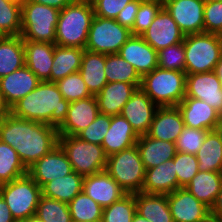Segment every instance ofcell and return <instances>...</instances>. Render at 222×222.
<instances>
[{
  "label": "cell",
  "instance_id": "14",
  "mask_svg": "<svg viewBox=\"0 0 222 222\" xmlns=\"http://www.w3.org/2000/svg\"><path fill=\"white\" fill-rule=\"evenodd\" d=\"M141 37L157 52L183 42L185 35L167 10L162 7Z\"/></svg>",
  "mask_w": 222,
  "mask_h": 222
},
{
  "label": "cell",
  "instance_id": "15",
  "mask_svg": "<svg viewBox=\"0 0 222 222\" xmlns=\"http://www.w3.org/2000/svg\"><path fill=\"white\" fill-rule=\"evenodd\" d=\"M167 201L174 222H205L210 216V209L186 188L167 194Z\"/></svg>",
  "mask_w": 222,
  "mask_h": 222
},
{
  "label": "cell",
  "instance_id": "32",
  "mask_svg": "<svg viewBox=\"0 0 222 222\" xmlns=\"http://www.w3.org/2000/svg\"><path fill=\"white\" fill-rule=\"evenodd\" d=\"M25 65L24 40L21 36L0 38V78Z\"/></svg>",
  "mask_w": 222,
  "mask_h": 222
},
{
  "label": "cell",
  "instance_id": "53",
  "mask_svg": "<svg viewBox=\"0 0 222 222\" xmlns=\"http://www.w3.org/2000/svg\"><path fill=\"white\" fill-rule=\"evenodd\" d=\"M8 114H10V107L5 102L3 93L1 92V89H0V119H2Z\"/></svg>",
  "mask_w": 222,
  "mask_h": 222
},
{
  "label": "cell",
  "instance_id": "24",
  "mask_svg": "<svg viewBox=\"0 0 222 222\" xmlns=\"http://www.w3.org/2000/svg\"><path fill=\"white\" fill-rule=\"evenodd\" d=\"M139 135L121 115L111 116V124L104 136L102 147L107 156L136 145Z\"/></svg>",
  "mask_w": 222,
  "mask_h": 222
},
{
  "label": "cell",
  "instance_id": "36",
  "mask_svg": "<svg viewBox=\"0 0 222 222\" xmlns=\"http://www.w3.org/2000/svg\"><path fill=\"white\" fill-rule=\"evenodd\" d=\"M28 174V169L10 145L0 141V185Z\"/></svg>",
  "mask_w": 222,
  "mask_h": 222
},
{
  "label": "cell",
  "instance_id": "56",
  "mask_svg": "<svg viewBox=\"0 0 222 222\" xmlns=\"http://www.w3.org/2000/svg\"><path fill=\"white\" fill-rule=\"evenodd\" d=\"M22 222H43L37 215H33Z\"/></svg>",
  "mask_w": 222,
  "mask_h": 222
},
{
  "label": "cell",
  "instance_id": "60",
  "mask_svg": "<svg viewBox=\"0 0 222 222\" xmlns=\"http://www.w3.org/2000/svg\"><path fill=\"white\" fill-rule=\"evenodd\" d=\"M217 131L219 132V134L221 135V138H222V117H221V120L219 122V124L217 125Z\"/></svg>",
  "mask_w": 222,
  "mask_h": 222
},
{
  "label": "cell",
  "instance_id": "10",
  "mask_svg": "<svg viewBox=\"0 0 222 222\" xmlns=\"http://www.w3.org/2000/svg\"><path fill=\"white\" fill-rule=\"evenodd\" d=\"M131 36V30L115 19L94 16L85 49L105 55L118 53Z\"/></svg>",
  "mask_w": 222,
  "mask_h": 222
},
{
  "label": "cell",
  "instance_id": "12",
  "mask_svg": "<svg viewBox=\"0 0 222 222\" xmlns=\"http://www.w3.org/2000/svg\"><path fill=\"white\" fill-rule=\"evenodd\" d=\"M72 172L71 163L59 144L28 168V175L40 187Z\"/></svg>",
  "mask_w": 222,
  "mask_h": 222
},
{
  "label": "cell",
  "instance_id": "13",
  "mask_svg": "<svg viewBox=\"0 0 222 222\" xmlns=\"http://www.w3.org/2000/svg\"><path fill=\"white\" fill-rule=\"evenodd\" d=\"M185 97L205 101L222 115V86L215 71L187 74Z\"/></svg>",
  "mask_w": 222,
  "mask_h": 222
},
{
  "label": "cell",
  "instance_id": "42",
  "mask_svg": "<svg viewBox=\"0 0 222 222\" xmlns=\"http://www.w3.org/2000/svg\"><path fill=\"white\" fill-rule=\"evenodd\" d=\"M177 173L178 188H185L199 172L196 155L176 152L173 159Z\"/></svg>",
  "mask_w": 222,
  "mask_h": 222
},
{
  "label": "cell",
  "instance_id": "50",
  "mask_svg": "<svg viewBox=\"0 0 222 222\" xmlns=\"http://www.w3.org/2000/svg\"><path fill=\"white\" fill-rule=\"evenodd\" d=\"M24 1H31V2L38 3V4L47 5V6L56 8L59 11H61L67 5L72 3L74 0H24Z\"/></svg>",
  "mask_w": 222,
  "mask_h": 222
},
{
  "label": "cell",
  "instance_id": "46",
  "mask_svg": "<svg viewBox=\"0 0 222 222\" xmlns=\"http://www.w3.org/2000/svg\"><path fill=\"white\" fill-rule=\"evenodd\" d=\"M162 7L156 2H141L131 29L132 35L141 36L152 24Z\"/></svg>",
  "mask_w": 222,
  "mask_h": 222
},
{
  "label": "cell",
  "instance_id": "16",
  "mask_svg": "<svg viewBox=\"0 0 222 222\" xmlns=\"http://www.w3.org/2000/svg\"><path fill=\"white\" fill-rule=\"evenodd\" d=\"M159 107L141 89L137 88L120 113L140 135L148 133Z\"/></svg>",
  "mask_w": 222,
  "mask_h": 222
},
{
  "label": "cell",
  "instance_id": "61",
  "mask_svg": "<svg viewBox=\"0 0 222 222\" xmlns=\"http://www.w3.org/2000/svg\"><path fill=\"white\" fill-rule=\"evenodd\" d=\"M7 1L9 3H22L24 0H4Z\"/></svg>",
  "mask_w": 222,
  "mask_h": 222
},
{
  "label": "cell",
  "instance_id": "34",
  "mask_svg": "<svg viewBox=\"0 0 222 222\" xmlns=\"http://www.w3.org/2000/svg\"><path fill=\"white\" fill-rule=\"evenodd\" d=\"M82 175L72 172L69 175L49 181L41 187L42 196L69 203L83 189Z\"/></svg>",
  "mask_w": 222,
  "mask_h": 222
},
{
  "label": "cell",
  "instance_id": "54",
  "mask_svg": "<svg viewBox=\"0 0 222 222\" xmlns=\"http://www.w3.org/2000/svg\"><path fill=\"white\" fill-rule=\"evenodd\" d=\"M215 72L218 75L222 86V57L220 59V62L216 65Z\"/></svg>",
  "mask_w": 222,
  "mask_h": 222
},
{
  "label": "cell",
  "instance_id": "45",
  "mask_svg": "<svg viewBox=\"0 0 222 222\" xmlns=\"http://www.w3.org/2000/svg\"><path fill=\"white\" fill-rule=\"evenodd\" d=\"M111 124V116L99 113L96 119L76 136L86 142L102 145Z\"/></svg>",
  "mask_w": 222,
  "mask_h": 222
},
{
  "label": "cell",
  "instance_id": "40",
  "mask_svg": "<svg viewBox=\"0 0 222 222\" xmlns=\"http://www.w3.org/2000/svg\"><path fill=\"white\" fill-rule=\"evenodd\" d=\"M0 31L5 36L21 35V3L0 0Z\"/></svg>",
  "mask_w": 222,
  "mask_h": 222
},
{
  "label": "cell",
  "instance_id": "37",
  "mask_svg": "<svg viewBox=\"0 0 222 222\" xmlns=\"http://www.w3.org/2000/svg\"><path fill=\"white\" fill-rule=\"evenodd\" d=\"M71 219L80 222H101L103 208L83 191L68 203Z\"/></svg>",
  "mask_w": 222,
  "mask_h": 222
},
{
  "label": "cell",
  "instance_id": "35",
  "mask_svg": "<svg viewBox=\"0 0 222 222\" xmlns=\"http://www.w3.org/2000/svg\"><path fill=\"white\" fill-rule=\"evenodd\" d=\"M104 71L107 83L125 82L140 88L141 76L136 69L118 53L105 55Z\"/></svg>",
  "mask_w": 222,
  "mask_h": 222
},
{
  "label": "cell",
  "instance_id": "44",
  "mask_svg": "<svg viewBox=\"0 0 222 222\" xmlns=\"http://www.w3.org/2000/svg\"><path fill=\"white\" fill-rule=\"evenodd\" d=\"M208 130L184 127L175 142L176 151L196 155L203 144Z\"/></svg>",
  "mask_w": 222,
  "mask_h": 222
},
{
  "label": "cell",
  "instance_id": "4",
  "mask_svg": "<svg viewBox=\"0 0 222 222\" xmlns=\"http://www.w3.org/2000/svg\"><path fill=\"white\" fill-rule=\"evenodd\" d=\"M186 75L157 67L141 77L140 88L158 107H176L186 94Z\"/></svg>",
  "mask_w": 222,
  "mask_h": 222
},
{
  "label": "cell",
  "instance_id": "39",
  "mask_svg": "<svg viewBox=\"0 0 222 222\" xmlns=\"http://www.w3.org/2000/svg\"><path fill=\"white\" fill-rule=\"evenodd\" d=\"M135 213V194H126L119 201L103 208L101 222H132Z\"/></svg>",
  "mask_w": 222,
  "mask_h": 222
},
{
  "label": "cell",
  "instance_id": "62",
  "mask_svg": "<svg viewBox=\"0 0 222 222\" xmlns=\"http://www.w3.org/2000/svg\"><path fill=\"white\" fill-rule=\"evenodd\" d=\"M205 2L222 1V0H204Z\"/></svg>",
  "mask_w": 222,
  "mask_h": 222
},
{
  "label": "cell",
  "instance_id": "11",
  "mask_svg": "<svg viewBox=\"0 0 222 222\" xmlns=\"http://www.w3.org/2000/svg\"><path fill=\"white\" fill-rule=\"evenodd\" d=\"M163 7L184 35L204 32V0H168Z\"/></svg>",
  "mask_w": 222,
  "mask_h": 222
},
{
  "label": "cell",
  "instance_id": "3",
  "mask_svg": "<svg viewBox=\"0 0 222 222\" xmlns=\"http://www.w3.org/2000/svg\"><path fill=\"white\" fill-rule=\"evenodd\" d=\"M94 8L74 0L59 12L55 44L85 49Z\"/></svg>",
  "mask_w": 222,
  "mask_h": 222
},
{
  "label": "cell",
  "instance_id": "18",
  "mask_svg": "<svg viewBox=\"0 0 222 222\" xmlns=\"http://www.w3.org/2000/svg\"><path fill=\"white\" fill-rule=\"evenodd\" d=\"M177 107L189 128L215 130L222 117L212 106L196 98L184 97Z\"/></svg>",
  "mask_w": 222,
  "mask_h": 222
},
{
  "label": "cell",
  "instance_id": "9",
  "mask_svg": "<svg viewBox=\"0 0 222 222\" xmlns=\"http://www.w3.org/2000/svg\"><path fill=\"white\" fill-rule=\"evenodd\" d=\"M58 144L65 152L74 172L83 177L106 168L108 156L103 147L86 142L77 136L59 135Z\"/></svg>",
  "mask_w": 222,
  "mask_h": 222
},
{
  "label": "cell",
  "instance_id": "59",
  "mask_svg": "<svg viewBox=\"0 0 222 222\" xmlns=\"http://www.w3.org/2000/svg\"><path fill=\"white\" fill-rule=\"evenodd\" d=\"M205 222H222V219H218L210 215Z\"/></svg>",
  "mask_w": 222,
  "mask_h": 222
},
{
  "label": "cell",
  "instance_id": "26",
  "mask_svg": "<svg viewBox=\"0 0 222 222\" xmlns=\"http://www.w3.org/2000/svg\"><path fill=\"white\" fill-rule=\"evenodd\" d=\"M176 189H178V181L173 159L157 167L145 170V179L141 192L167 195Z\"/></svg>",
  "mask_w": 222,
  "mask_h": 222
},
{
  "label": "cell",
  "instance_id": "49",
  "mask_svg": "<svg viewBox=\"0 0 222 222\" xmlns=\"http://www.w3.org/2000/svg\"><path fill=\"white\" fill-rule=\"evenodd\" d=\"M140 3V0H132L127 3V5L118 13L115 20L122 26L131 30L133 28Z\"/></svg>",
  "mask_w": 222,
  "mask_h": 222
},
{
  "label": "cell",
  "instance_id": "25",
  "mask_svg": "<svg viewBox=\"0 0 222 222\" xmlns=\"http://www.w3.org/2000/svg\"><path fill=\"white\" fill-rule=\"evenodd\" d=\"M137 87L131 83L110 82L95 96L99 112L115 116L120 115L123 106L131 98Z\"/></svg>",
  "mask_w": 222,
  "mask_h": 222
},
{
  "label": "cell",
  "instance_id": "21",
  "mask_svg": "<svg viewBox=\"0 0 222 222\" xmlns=\"http://www.w3.org/2000/svg\"><path fill=\"white\" fill-rule=\"evenodd\" d=\"M41 81L26 66L0 78V89L5 102L11 108L21 98L33 91Z\"/></svg>",
  "mask_w": 222,
  "mask_h": 222
},
{
  "label": "cell",
  "instance_id": "47",
  "mask_svg": "<svg viewBox=\"0 0 222 222\" xmlns=\"http://www.w3.org/2000/svg\"><path fill=\"white\" fill-rule=\"evenodd\" d=\"M222 29V1L205 2L204 32L218 34Z\"/></svg>",
  "mask_w": 222,
  "mask_h": 222
},
{
  "label": "cell",
  "instance_id": "7",
  "mask_svg": "<svg viewBox=\"0 0 222 222\" xmlns=\"http://www.w3.org/2000/svg\"><path fill=\"white\" fill-rule=\"evenodd\" d=\"M105 171L126 194L142 191L145 168L136 145L108 156Z\"/></svg>",
  "mask_w": 222,
  "mask_h": 222
},
{
  "label": "cell",
  "instance_id": "52",
  "mask_svg": "<svg viewBox=\"0 0 222 222\" xmlns=\"http://www.w3.org/2000/svg\"><path fill=\"white\" fill-rule=\"evenodd\" d=\"M210 215L222 219V186L220 192L217 194L214 204L210 208Z\"/></svg>",
  "mask_w": 222,
  "mask_h": 222
},
{
  "label": "cell",
  "instance_id": "57",
  "mask_svg": "<svg viewBox=\"0 0 222 222\" xmlns=\"http://www.w3.org/2000/svg\"><path fill=\"white\" fill-rule=\"evenodd\" d=\"M76 1L93 7L99 0H76Z\"/></svg>",
  "mask_w": 222,
  "mask_h": 222
},
{
  "label": "cell",
  "instance_id": "28",
  "mask_svg": "<svg viewBox=\"0 0 222 222\" xmlns=\"http://www.w3.org/2000/svg\"><path fill=\"white\" fill-rule=\"evenodd\" d=\"M105 54L84 50L80 74L91 95L96 96L107 84L105 76Z\"/></svg>",
  "mask_w": 222,
  "mask_h": 222
},
{
  "label": "cell",
  "instance_id": "38",
  "mask_svg": "<svg viewBox=\"0 0 222 222\" xmlns=\"http://www.w3.org/2000/svg\"><path fill=\"white\" fill-rule=\"evenodd\" d=\"M36 215L43 222H71L68 203L41 196Z\"/></svg>",
  "mask_w": 222,
  "mask_h": 222
},
{
  "label": "cell",
  "instance_id": "19",
  "mask_svg": "<svg viewBox=\"0 0 222 222\" xmlns=\"http://www.w3.org/2000/svg\"><path fill=\"white\" fill-rule=\"evenodd\" d=\"M82 191L102 208L110 206L126 195L120 185L105 170L85 176Z\"/></svg>",
  "mask_w": 222,
  "mask_h": 222
},
{
  "label": "cell",
  "instance_id": "5",
  "mask_svg": "<svg viewBox=\"0 0 222 222\" xmlns=\"http://www.w3.org/2000/svg\"><path fill=\"white\" fill-rule=\"evenodd\" d=\"M185 73L215 71L222 57V39L207 32L185 35Z\"/></svg>",
  "mask_w": 222,
  "mask_h": 222
},
{
  "label": "cell",
  "instance_id": "6",
  "mask_svg": "<svg viewBox=\"0 0 222 222\" xmlns=\"http://www.w3.org/2000/svg\"><path fill=\"white\" fill-rule=\"evenodd\" d=\"M59 10L47 5L21 3V37L23 40L55 44Z\"/></svg>",
  "mask_w": 222,
  "mask_h": 222
},
{
  "label": "cell",
  "instance_id": "41",
  "mask_svg": "<svg viewBox=\"0 0 222 222\" xmlns=\"http://www.w3.org/2000/svg\"><path fill=\"white\" fill-rule=\"evenodd\" d=\"M56 85L64 99L68 102H73L92 96L88 91L79 71L57 81Z\"/></svg>",
  "mask_w": 222,
  "mask_h": 222
},
{
  "label": "cell",
  "instance_id": "29",
  "mask_svg": "<svg viewBox=\"0 0 222 222\" xmlns=\"http://www.w3.org/2000/svg\"><path fill=\"white\" fill-rule=\"evenodd\" d=\"M136 212L150 222H174L167 195L135 193Z\"/></svg>",
  "mask_w": 222,
  "mask_h": 222
},
{
  "label": "cell",
  "instance_id": "23",
  "mask_svg": "<svg viewBox=\"0 0 222 222\" xmlns=\"http://www.w3.org/2000/svg\"><path fill=\"white\" fill-rule=\"evenodd\" d=\"M55 44L24 40L25 65L40 81H49Z\"/></svg>",
  "mask_w": 222,
  "mask_h": 222
},
{
  "label": "cell",
  "instance_id": "22",
  "mask_svg": "<svg viewBox=\"0 0 222 222\" xmlns=\"http://www.w3.org/2000/svg\"><path fill=\"white\" fill-rule=\"evenodd\" d=\"M185 124L178 107H159L147 135L158 140L175 143Z\"/></svg>",
  "mask_w": 222,
  "mask_h": 222
},
{
  "label": "cell",
  "instance_id": "58",
  "mask_svg": "<svg viewBox=\"0 0 222 222\" xmlns=\"http://www.w3.org/2000/svg\"><path fill=\"white\" fill-rule=\"evenodd\" d=\"M141 2H156L164 6L168 0H140Z\"/></svg>",
  "mask_w": 222,
  "mask_h": 222
},
{
  "label": "cell",
  "instance_id": "1",
  "mask_svg": "<svg viewBox=\"0 0 222 222\" xmlns=\"http://www.w3.org/2000/svg\"><path fill=\"white\" fill-rule=\"evenodd\" d=\"M56 127L15 117L0 119V141L10 145L28 169L58 145Z\"/></svg>",
  "mask_w": 222,
  "mask_h": 222
},
{
  "label": "cell",
  "instance_id": "33",
  "mask_svg": "<svg viewBox=\"0 0 222 222\" xmlns=\"http://www.w3.org/2000/svg\"><path fill=\"white\" fill-rule=\"evenodd\" d=\"M196 157L199 171L222 172V138L217 129L207 132Z\"/></svg>",
  "mask_w": 222,
  "mask_h": 222
},
{
  "label": "cell",
  "instance_id": "8",
  "mask_svg": "<svg viewBox=\"0 0 222 222\" xmlns=\"http://www.w3.org/2000/svg\"><path fill=\"white\" fill-rule=\"evenodd\" d=\"M0 195L5 200L16 222L36 215L42 196L41 187L28 175L0 185Z\"/></svg>",
  "mask_w": 222,
  "mask_h": 222
},
{
  "label": "cell",
  "instance_id": "20",
  "mask_svg": "<svg viewBox=\"0 0 222 222\" xmlns=\"http://www.w3.org/2000/svg\"><path fill=\"white\" fill-rule=\"evenodd\" d=\"M118 54L129 62L141 77L158 67L157 51L141 36L132 35L121 46Z\"/></svg>",
  "mask_w": 222,
  "mask_h": 222
},
{
  "label": "cell",
  "instance_id": "31",
  "mask_svg": "<svg viewBox=\"0 0 222 222\" xmlns=\"http://www.w3.org/2000/svg\"><path fill=\"white\" fill-rule=\"evenodd\" d=\"M84 50L77 47H64L55 44L50 82L56 83L66 76L78 72L81 67Z\"/></svg>",
  "mask_w": 222,
  "mask_h": 222
},
{
  "label": "cell",
  "instance_id": "27",
  "mask_svg": "<svg viewBox=\"0 0 222 222\" xmlns=\"http://www.w3.org/2000/svg\"><path fill=\"white\" fill-rule=\"evenodd\" d=\"M136 146L145 170L174 159L177 152L175 143L151 138L147 134L139 136Z\"/></svg>",
  "mask_w": 222,
  "mask_h": 222
},
{
  "label": "cell",
  "instance_id": "63",
  "mask_svg": "<svg viewBox=\"0 0 222 222\" xmlns=\"http://www.w3.org/2000/svg\"><path fill=\"white\" fill-rule=\"evenodd\" d=\"M217 35L222 39V29Z\"/></svg>",
  "mask_w": 222,
  "mask_h": 222
},
{
  "label": "cell",
  "instance_id": "55",
  "mask_svg": "<svg viewBox=\"0 0 222 222\" xmlns=\"http://www.w3.org/2000/svg\"><path fill=\"white\" fill-rule=\"evenodd\" d=\"M132 222H150L141 215H139L137 212L133 216Z\"/></svg>",
  "mask_w": 222,
  "mask_h": 222
},
{
  "label": "cell",
  "instance_id": "64",
  "mask_svg": "<svg viewBox=\"0 0 222 222\" xmlns=\"http://www.w3.org/2000/svg\"><path fill=\"white\" fill-rule=\"evenodd\" d=\"M5 37V35L0 31V38Z\"/></svg>",
  "mask_w": 222,
  "mask_h": 222
},
{
  "label": "cell",
  "instance_id": "2",
  "mask_svg": "<svg viewBox=\"0 0 222 222\" xmlns=\"http://www.w3.org/2000/svg\"><path fill=\"white\" fill-rule=\"evenodd\" d=\"M70 102L64 99L55 82L39 85L10 108L15 117L58 128L66 119Z\"/></svg>",
  "mask_w": 222,
  "mask_h": 222
},
{
  "label": "cell",
  "instance_id": "43",
  "mask_svg": "<svg viewBox=\"0 0 222 222\" xmlns=\"http://www.w3.org/2000/svg\"><path fill=\"white\" fill-rule=\"evenodd\" d=\"M157 57L159 68L185 72V48L183 42L158 51Z\"/></svg>",
  "mask_w": 222,
  "mask_h": 222
},
{
  "label": "cell",
  "instance_id": "48",
  "mask_svg": "<svg viewBox=\"0 0 222 222\" xmlns=\"http://www.w3.org/2000/svg\"><path fill=\"white\" fill-rule=\"evenodd\" d=\"M132 0H99L94 6L95 16L116 19L118 13Z\"/></svg>",
  "mask_w": 222,
  "mask_h": 222
},
{
  "label": "cell",
  "instance_id": "51",
  "mask_svg": "<svg viewBox=\"0 0 222 222\" xmlns=\"http://www.w3.org/2000/svg\"><path fill=\"white\" fill-rule=\"evenodd\" d=\"M0 222H16L7 203L0 195Z\"/></svg>",
  "mask_w": 222,
  "mask_h": 222
},
{
  "label": "cell",
  "instance_id": "30",
  "mask_svg": "<svg viewBox=\"0 0 222 222\" xmlns=\"http://www.w3.org/2000/svg\"><path fill=\"white\" fill-rule=\"evenodd\" d=\"M221 186L222 172L199 171L185 188L210 209Z\"/></svg>",
  "mask_w": 222,
  "mask_h": 222
},
{
  "label": "cell",
  "instance_id": "17",
  "mask_svg": "<svg viewBox=\"0 0 222 222\" xmlns=\"http://www.w3.org/2000/svg\"><path fill=\"white\" fill-rule=\"evenodd\" d=\"M99 113L97 99L93 95L70 102L66 119L57 128L58 135L76 136L88 127Z\"/></svg>",
  "mask_w": 222,
  "mask_h": 222
}]
</instances>
